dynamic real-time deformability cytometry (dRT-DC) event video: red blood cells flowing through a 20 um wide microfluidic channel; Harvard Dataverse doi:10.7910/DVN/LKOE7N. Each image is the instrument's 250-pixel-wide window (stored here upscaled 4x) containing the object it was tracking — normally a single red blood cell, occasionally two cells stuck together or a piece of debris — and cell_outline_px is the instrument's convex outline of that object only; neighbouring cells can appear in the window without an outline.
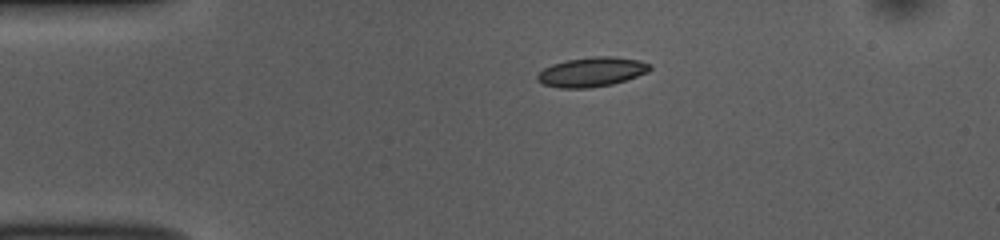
{"species": "common noctule bat (a hibernating species)", "species_latin": "Nyctalus noctula", "temperature_condition": "room temperature", "stored_images_in_passage": 43, "camera_frame_rate_fps": 3000, "um_per_image_px": 0.085, "animal": {"sex": "female", "body_mass_g": 10.0, "forearm_length_mm": 53.1}, "frame": {"image": 1, "passage_image": 1, "time_ms": 0.0, "image_size_px": [1000, 240], "cell_outline_px": [[652, 68], [648, 72], [612, 84], [588, 88], [560, 88], [544, 84], [536, 80], [536, 76], [544, 68], [552, 64], [568, 60], [592, 56], [612, 56], [640, 60], [652, 64]], "centroid_in_image_um": [50.31, 6.11], "position_along_channel_um": 34.7, "area_um2": 19.31}}
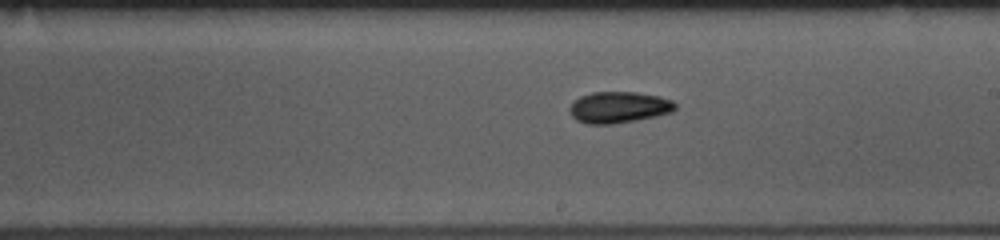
{"frame": {"image": 2, "passage_image": 20, "time_ms": 6.333, "image_size_px": [1000, 240], "cell_outline_px": [[676, 108], [672, 112], [656, 116], [636, 120], [612, 124], [588, 124], [576, 120], [572, 116], [568, 108], [572, 100], [580, 96], [592, 92], [636, 92], [660, 96], [672, 100], [676, 104]], "centroid_in_image_um": [52.57, 9.11], "position_along_channel_um": 236.4, "area_um2": 19.48}}
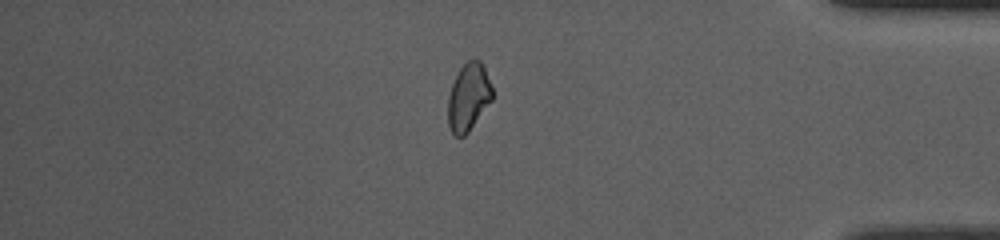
{"frame": {"image": 3, "passage_image": 35, "time_ms": 11.333, "image_size_px": [1000, 240], "cell_outline_px": [[492, 100], [468, 132], [464, 136], [456, 136], [452, 132], [448, 124], [448, 96], [452, 84], [460, 68], [468, 60], [480, 60], [484, 68], [492, 88]], "centroid_in_image_um": [39.81, 8.26], "position_along_channel_um": 395.4, "area_um2": 17.17}, "authors_computed_cell_mechanics": {"area_um2": 18.5538, "velocity_mm_per_s": 3.7678, "shape_relaxation_time_tau1_ms": 4.6967, "shape_relaxation_time_tau2_ms": 6.2489, "deformation_change_tau1": 0.1332, "deformation_change_tau2": 0.1201}}